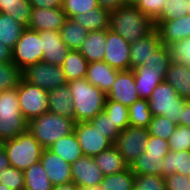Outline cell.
I'll list each match as a JSON object with an SVG mask.
<instances>
[{
    "label": "cell",
    "mask_w": 190,
    "mask_h": 190,
    "mask_svg": "<svg viewBox=\"0 0 190 190\" xmlns=\"http://www.w3.org/2000/svg\"><path fill=\"white\" fill-rule=\"evenodd\" d=\"M109 29L132 44L152 32L155 26L154 21L135 5H124L109 13Z\"/></svg>",
    "instance_id": "6da1fadb"
},
{
    "label": "cell",
    "mask_w": 190,
    "mask_h": 190,
    "mask_svg": "<svg viewBox=\"0 0 190 190\" xmlns=\"http://www.w3.org/2000/svg\"><path fill=\"white\" fill-rule=\"evenodd\" d=\"M72 97L75 121L85 122L103 112L107 94L93 86L86 78L67 83Z\"/></svg>",
    "instance_id": "7a4b0ae2"
},
{
    "label": "cell",
    "mask_w": 190,
    "mask_h": 190,
    "mask_svg": "<svg viewBox=\"0 0 190 190\" xmlns=\"http://www.w3.org/2000/svg\"><path fill=\"white\" fill-rule=\"evenodd\" d=\"M76 121L58 114L46 112L28 122V131L48 149L54 142L74 132Z\"/></svg>",
    "instance_id": "3957f363"
},
{
    "label": "cell",
    "mask_w": 190,
    "mask_h": 190,
    "mask_svg": "<svg viewBox=\"0 0 190 190\" xmlns=\"http://www.w3.org/2000/svg\"><path fill=\"white\" fill-rule=\"evenodd\" d=\"M28 130V121L19 109L17 88L0 91V143Z\"/></svg>",
    "instance_id": "277c9868"
},
{
    "label": "cell",
    "mask_w": 190,
    "mask_h": 190,
    "mask_svg": "<svg viewBox=\"0 0 190 190\" xmlns=\"http://www.w3.org/2000/svg\"><path fill=\"white\" fill-rule=\"evenodd\" d=\"M2 144L7 152L10 166L22 171L40 161L44 150V147L28 130Z\"/></svg>",
    "instance_id": "5b68a950"
},
{
    "label": "cell",
    "mask_w": 190,
    "mask_h": 190,
    "mask_svg": "<svg viewBox=\"0 0 190 190\" xmlns=\"http://www.w3.org/2000/svg\"><path fill=\"white\" fill-rule=\"evenodd\" d=\"M187 100L181 98L170 84L163 81L152 92L148 99L149 109L153 117L163 116L179 125L182 107Z\"/></svg>",
    "instance_id": "8992f818"
},
{
    "label": "cell",
    "mask_w": 190,
    "mask_h": 190,
    "mask_svg": "<svg viewBox=\"0 0 190 190\" xmlns=\"http://www.w3.org/2000/svg\"><path fill=\"white\" fill-rule=\"evenodd\" d=\"M17 91L20 112L28 122L48 112V91L23 79L20 80Z\"/></svg>",
    "instance_id": "52a82bcc"
},
{
    "label": "cell",
    "mask_w": 190,
    "mask_h": 190,
    "mask_svg": "<svg viewBox=\"0 0 190 190\" xmlns=\"http://www.w3.org/2000/svg\"><path fill=\"white\" fill-rule=\"evenodd\" d=\"M22 79L48 92L67 84L61 66L51 65L43 61L23 69Z\"/></svg>",
    "instance_id": "ba28073f"
},
{
    "label": "cell",
    "mask_w": 190,
    "mask_h": 190,
    "mask_svg": "<svg viewBox=\"0 0 190 190\" xmlns=\"http://www.w3.org/2000/svg\"><path fill=\"white\" fill-rule=\"evenodd\" d=\"M13 63L22 71L43 61L42 40L38 31L26 28L13 48Z\"/></svg>",
    "instance_id": "9c48e42d"
},
{
    "label": "cell",
    "mask_w": 190,
    "mask_h": 190,
    "mask_svg": "<svg viewBox=\"0 0 190 190\" xmlns=\"http://www.w3.org/2000/svg\"><path fill=\"white\" fill-rule=\"evenodd\" d=\"M148 136V129L129 126L116 137L113 146L130 166L145 151Z\"/></svg>",
    "instance_id": "30bf717a"
},
{
    "label": "cell",
    "mask_w": 190,
    "mask_h": 190,
    "mask_svg": "<svg viewBox=\"0 0 190 190\" xmlns=\"http://www.w3.org/2000/svg\"><path fill=\"white\" fill-rule=\"evenodd\" d=\"M74 133L84 156L95 157L113 145V143L105 137L98 128H94L89 121L76 123Z\"/></svg>",
    "instance_id": "8fae6325"
},
{
    "label": "cell",
    "mask_w": 190,
    "mask_h": 190,
    "mask_svg": "<svg viewBox=\"0 0 190 190\" xmlns=\"http://www.w3.org/2000/svg\"><path fill=\"white\" fill-rule=\"evenodd\" d=\"M106 46L103 61L118 71L130 70V44L116 32L107 29Z\"/></svg>",
    "instance_id": "7c38bea8"
},
{
    "label": "cell",
    "mask_w": 190,
    "mask_h": 190,
    "mask_svg": "<svg viewBox=\"0 0 190 190\" xmlns=\"http://www.w3.org/2000/svg\"><path fill=\"white\" fill-rule=\"evenodd\" d=\"M138 99L133 70L119 71L111 90L107 93V100L129 107Z\"/></svg>",
    "instance_id": "4fadbf2b"
},
{
    "label": "cell",
    "mask_w": 190,
    "mask_h": 190,
    "mask_svg": "<svg viewBox=\"0 0 190 190\" xmlns=\"http://www.w3.org/2000/svg\"><path fill=\"white\" fill-rule=\"evenodd\" d=\"M162 45L156 28L145 37L130 44V70L147 63Z\"/></svg>",
    "instance_id": "5bb4252c"
},
{
    "label": "cell",
    "mask_w": 190,
    "mask_h": 190,
    "mask_svg": "<svg viewBox=\"0 0 190 190\" xmlns=\"http://www.w3.org/2000/svg\"><path fill=\"white\" fill-rule=\"evenodd\" d=\"M66 19L62 8H32L27 28L35 31H60Z\"/></svg>",
    "instance_id": "9a60e30c"
},
{
    "label": "cell",
    "mask_w": 190,
    "mask_h": 190,
    "mask_svg": "<svg viewBox=\"0 0 190 190\" xmlns=\"http://www.w3.org/2000/svg\"><path fill=\"white\" fill-rule=\"evenodd\" d=\"M42 40L43 62L61 66L71 51L61 38L60 31H38Z\"/></svg>",
    "instance_id": "2e32d148"
},
{
    "label": "cell",
    "mask_w": 190,
    "mask_h": 190,
    "mask_svg": "<svg viewBox=\"0 0 190 190\" xmlns=\"http://www.w3.org/2000/svg\"><path fill=\"white\" fill-rule=\"evenodd\" d=\"M72 182L78 187L100 185L104 179L93 157L83 156L71 164Z\"/></svg>",
    "instance_id": "e0dca14e"
},
{
    "label": "cell",
    "mask_w": 190,
    "mask_h": 190,
    "mask_svg": "<svg viewBox=\"0 0 190 190\" xmlns=\"http://www.w3.org/2000/svg\"><path fill=\"white\" fill-rule=\"evenodd\" d=\"M40 162L53 186L72 182L71 164L57 154L44 149Z\"/></svg>",
    "instance_id": "ac0fdd59"
},
{
    "label": "cell",
    "mask_w": 190,
    "mask_h": 190,
    "mask_svg": "<svg viewBox=\"0 0 190 190\" xmlns=\"http://www.w3.org/2000/svg\"><path fill=\"white\" fill-rule=\"evenodd\" d=\"M155 28L160 34L161 42L168 47L173 42L190 37V15L186 14L175 20L159 22Z\"/></svg>",
    "instance_id": "d6986e66"
},
{
    "label": "cell",
    "mask_w": 190,
    "mask_h": 190,
    "mask_svg": "<svg viewBox=\"0 0 190 190\" xmlns=\"http://www.w3.org/2000/svg\"><path fill=\"white\" fill-rule=\"evenodd\" d=\"M167 71H153L146 66L133 69L136 92L140 99H149L153 90L164 81Z\"/></svg>",
    "instance_id": "ffe728a7"
},
{
    "label": "cell",
    "mask_w": 190,
    "mask_h": 190,
    "mask_svg": "<svg viewBox=\"0 0 190 190\" xmlns=\"http://www.w3.org/2000/svg\"><path fill=\"white\" fill-rule=\"evenodd\" d=\"M118 72L104 61L91 62L88 65L86 79L107 94L111 90Z\"/></svg>",
    "instance_id": "44dd1931"
},
{
    "label": "cell",
    "mask_w": 190,
    "mask_h": 190,
    "mask_svg": "<svg viewBox=\"0 0 190 190\" xmlns=\"http://www.w3.org/2000/svg\"><path fill=\"white\" fill-rule=\"evenodd\" d=\"M164 81L170 84L181 98L190 101V67L171 61Z\"/></svg>",
    "instance_id": "7402d4cb"
},
{
    "label": "cell",
    "mask_w": 190,
    "mask_h": 190,
    "mask_svg": "<svg viewBox=\"0 0 190 190\" xmlns=\"http://www.w3.org/2000/svg\"><path fill=\"white\" fill-rule=\"evenodd\" d=\"M106 47V30H95L88 32L79 51L89 63L98 62L103 61Z\"/></svg>",
    "instance_id": "603a6c76"
},
{
    "label": "cell",
    "mask_w": 190,
    "mask_h": 190,
    "mask_svg": "<svg viewBox=\"0 0 190 190\" xmlns=\"http://www.w3.org/2000/svg\"><path fill=\"white\" fill-rule=\"evenodd\" d=\"M48 111L75 120L71 93L68 84L48 92Z\"/></svg>",
    "instance_id": "cb8c5ba5"
},
{
    "label": "cell",
    "mask_w": 190,
    "mask_h": 190,
    "mask_svg": "<svg viewBox=\"0 0 190 190\" xmlns=\"http://www.w3.org/2000/svg\"><path fill=\"white\" fill-rule=\"evenodd\" d=\"M93 158L104 176L123 172L130 167L113 145Z\"/></svg>",
    "instance_id": "d4e9b609"
},
{
    "label": "cell",
    "mask_w": 190,
    "mask_h": 190,
    "mask_svg": "<svg viewBox=\"0 0 190 190\" xmlns=\"http://www.w3.org/2000/svg\"><path fill=\"white\" fill-rule=\"evenodd\" d=\"M162 161L164 162V165L162 166L163 178L174 173L190 177V150L179 152L170 150Z\"/></svg>",
    "instance_id": "484cf974"
},
{
    "label": "cell",
    "mask_w": 190,
    "mask_h": 190,
    "mask_svg": "<svg viewBox=\"0 0 190 190\" xmlns=\"http://www.w3.org/2000/svg\"><path fill=\"white\" fill-rule=\"evenodd\" d=\"M48 149L70 164L84 156L74 132L54 142Z\"/></svg>",
    "instance_id": "4316f807"
},
{
    "label": "cell",
    "mask_w": 190,
    "mask_h": 190,
    "mask_svg": "<svg viewBox=\"0 0 190 190\" xmlns=\"http://www.w3.org/2000/svg\"><path fill=\"white\" fill-rule=\"evenodd\" d=\"M88 65L80 51L71 50L61 65L67 83L86 78Z\"/></svg>",
    "instance_id": "83f0119b"
},
{
    "label": "cell",
    "mask_w": 190,
    "mask_h": 190,
    "mask_svg": "<svg viewBox=\"0 0 190 190\" xmlns=\"http://www.w3.org/2000/svg\"><path fill=\"white\" fill-rule=\"evenodd\" d=\"M72 19L81 24L87 32L109 29V12L101 7L77 14Z\"/></svg>",
    "instance_id": "f1b7e54d"
},
{
    "label": "cell",
    "mask_w": 190,
    "mask_h": 190,
    "mask_svg": "<svg viewBox=\"0 0 190 190\" xmlns=\"http://www.w3.org/2000/svg\"><path fill=\"white\" fill-rule=\"evenodd\" d=\"M60 34L63 42L70 50L79 51L88 32L81 24L75 22L74 19L67 17L66 22L60 29Z\"/></svg>",
    "instance_id": "f546056e"
},
{
    "label": "cell",
    "mask_w": 190,
    "mask_h": 190,
    "mask_svg": "<svg viewBox=\"0 0 190 190\" xmlns=\"http://www.w3.org/2000/svg\"><path fill=\"white\" fill-rule=\"evenodd\" d=\"M25 190H52L53 185L49 180L40 161L23 171Z\"/></svg>",
    "instance_id": "4dcf8cb0"
},
{
    "label": "cell",
    "mask_w": 190,
    "mask_h": 190,
    "mask_svg": "<svg viewBox=\"0 0 190 190\" xmlns=\"http://www.w3.org/2000/svg\"><path fill=\"white\" fill-rule=\"evenodd\" d=\"M31 12L32 6L28 0H0V13L10 15L26 28L29 25Z\"/></svg>",
    "instance_id": "1f68e13d"
},
{
    "label": "cell",
    "mask_w": 190,
    "mask_h": 190,
    "mask_svg": "<svg viewBox=\"0 0 190 190\" xmlns=\"http://www.w3.org/2000/svg\"><path fill=\"white\" fill-rule=\"evenodd\" d=\"M25 29L24 25L19 24L10 15L0 13V41L3 45L13 49Z\"/></svg>",
    "instance_id": "d6a6232c"
},
{
    "label": "cell",
    "mask_w": 190,
    "mask_h": 190,
    "mask_svg": "<svg viewBox=\"0 0 190 190\" xmlns=\"http://www.w3.org/2000/svg\"><path fill=\"white\" fill-rule=\"evenodd\" d=\"M165 156L148 155L144 151L130 168L135 175H160L162 176V161Z\"/></svg>",
    "instance_id": "836d02e7"
},
{
    "label": "cell",
    "mask_w": 190,
    "mask_h": 190,
    "mask_svg": "<svg viewBox=\"0 0 190 190\" xmlns=\"http://www.w3.org/2000/svg\"><path fill=\"white\" fill-rule=\"evenodd\" d=\"M128 109L130 126L148 129L153 117L149 109L148 100L139 98Z\"/></svg>",
    "instance_id": "e575fe53"
},
{
    "label": "cell",
    "mask_w": 190,
    "mask_h": 190,
    "mask_svg": "<svg viewBox=\"0 0 190 190\" xmlns=\"http://www.w3.org/2000/svg\"><path fill=\"white\" fill-rule=\"evenodd\" d=\"M135 174L129 167L123 172L104 176L100 186L103 190H133Z\"/></svg>",
    "instance_id": "d590c367"
},
{
    "label": "cell",
    "mask_w": 190,
    "mask_h": 190,
    "mask_svg": "<svg viewBox=\"0 0 190 190\" xmlns=\"http://www.w3.org/2000/svg\"><path fill=\"white\" fill-rule=\"evenodd\" d=\"M103 112L113 121L114 125L122 132L129 124V109L121 103L106 100Z\"/></svg>",
    "instance_id": "8d00e7d4"
},
{
    "label": "cell",
    "mask_w": 190,
    "mask_h": 190,
    "mask_svg": "<svg viewBox=\"0 0 190 190\" xmlns=\"http://www.w3.org/2000/svg\"><path fill=\"white\" fill-rule=\"evenodd\" d=\"M188 0H167L160 15L154 20V26L159 22L171 21L187 14Z\"/></svg>",
    "instance_id": "74e56055"
},
{
    "label": "cell",
    "mask_w": 190,
    "mask_h": 190,
    "mask_svg": "<svg viewBox=\"0 0 190 190\" xmlns=\"http://www.w3.org/2000/svg\"><path fill=\"white\" fill-rule=\"evenodd\" d=\"M22 71L13 63H0V91L17 88Z\"/></svg>",
    "instance_id": "f35d334b"
},
{
    "label": "cell",
    "mask_w": 190,
    "mask_h": 190,
    "mask_svg": "<svg viewBox=\"0 0 190 190\" xmlns=\"http://www.w3.org/2000/svg\"><path fill=\"white\" fill-rule=\"evenodd\" d=\"M176 126V124L166 117L155 116L152 117L148 127L149 135L168 141L169 137L175 131Z\"/></svg>",
    "instance_id": "ab89813d"
},
{
    "label": "cell",
    "mask_w": 190,
    "mask_h": 190,
    "mask_svg": "<svg viewBox=\"0 0 190 190\" xmlns=\"http://www.w3.org/2000/svg\"><path fill=\"white\" fill-rule=\"evenodd\" d=\"M168 47L172 61L190 67V37L173 42Z\"/></svg>",
    "instance_id": "60d3db41"
},
{
    "label": "cell",
    "mask_w": 190,
    "mask_h": 190,
    "mask_svg": "<svg viewBox=\"0 0 190 190\" xmlns=\"http://www.w3.org/2000/svg\"><path fill=\"white\" fill-rule=\"evenodd\" d=\"M89 122L94 128H98L112 143H114L116 137L121 133L118 127L114 125L113 121L104 112L97 114Z\"/></svg>",
    "instance_id": "b9f144b4"
},
{
    "label": "cell",
    "mask_w": 190,
    "mask_h": 190,
    "mask_svg": "<svg viewBox=\"0 0 190 190\" xmlns=\"http://www.w3.org/2000/svg\"><path fill=\"white\" fill-rule=\"evenodd\" d=\"M168 143L171 151L190 150V128L177 125L175 131L169 137Z\"/></svg>",
    "instance_id": "7bdbcfd3"
},
{
    "label": "cell",
    "mask_w": 190,
    "mask_h": 190,
    "mask_svg": "<svg viewBox=\"0 0 190 190\" xmlns=\"http://www.w3.org/2000/svg\"><path fill=\"white\" fill-rule=\"evenodd\" d=\"M0 183L12 190H24V173L13 166L0 171Z\"/></svg>",
    "instance_id": "ee69618b"
},
{
    "label": "cell",
    "mask_w": 190,
    "mask_h": 190,
    "mask_svg": "<svg viewBox=\"0 0 190 190\" xmlns=\"http://www.w3.org/2000/svg\"><path fill=\"white\" fill-rule=\"evenodd\" d=\"M96 7H99L97 0H62V10L69 18Z\"/></svg>",
    "instance_id": "f6af8a7d"
},
{
    "label": "cell",
    "mask_w": 190,
    "mask_h": 190,
    "mask_svg": "<svg viewBox=\"0 0 190 190\" xmlns=\"http://www.w3.org/2000/svg\"><path fill=\"white\" fill-rule=\"evenodd\" d=\"M171 61L169 47L163 44L148 62L141 66H146L153 71H167Z\"/></svg>",
    "instance_id": "bcb514c9"
},
{
    "label": "cell",
    "mask_w": 190,
    "mask_h": 190,
    "mask_svg": "<svg viewBox=\"0 0 190 190\" xmlns=\"http://www.w3.org/2000/svg\"><path fill=\"white\" fill-rule=\"evenodd\" d=\"M135 185L141 190H166L165 179L160 175H135Z\"/></svg>",
    "instance_id": "7dc6e473"
},
{
    "label": "cell",
    "mask_w": 190,
    "mask_h": 190,
    "mask_svg": "<svg viewBox=\"0 0 190 190\" xmlns=\"http://www.w3.org/2000/svg\"><path fill=\"white\" fill-rule=\"evenodd\" d=\"M167 0H138L135 6L153 21L160 15Z\"/></svg>",
    "instance_id": "c3c4849f"
},
{
    "label": "cell",
    "mask_w": 190,
    "mask_h": 190,
    "mask_svg": "<svg viewBox=\"0 0 190 190\" xmlns=\"http://www.w3.org/2000/svg\"><path fill=\"white\" fill-rule=\"evenodd\" d=\"M145 151L148 155L166 156L170 152L169 143L159 137L149 135Z\"/></svg>",
    "instance_id": "681fc988"
},
{
    "label": "cell",
    "mask_w": 190,
    "mask_h": 190,
    "mask_svg": "<svg viewBox=\"0 0 190 190\" xmlns=\"http://www.w3.org/2000/svg\"><path fill=\"white\" fill-rule=\"evenodd\" d=\"M164 179L166 190H190V177L174 173Z\"/></svg>",
    "instance_id": "f907efd6"
},
{
    "label": "cell",
    "mask_w": 190,
    "mask_h": 190,
    "mask_svg": "<svg viewBox=\"0 0 190 190\" xmlns=\"http://www.w3.org/2000/svg\"><path fill=\"white\" fill-rule=\"evenodd\" d=\"M32 8H62V0H28Z\"/></svg>",
    "instance_id": "816d5d0a"
},
{
    "label": "cell",
    "mask_w": 190,
    "mask_h": 190,
    "mask_svg": "<svg viewBox=\"0 0 190 190\" xmlns=\"http://www.w3.org/2000/svg\"><path fill=\"white\" fill-rule=\"evenodd\" d=\"M99 7L107 10L109 13L123 7L125 0H97Z\"/></svg>",
    "instance_id": "f5cc1de1"
},
{
    "label": "cell",
    "mask_w": 190,
    "mask_h": 190,
    "mask_svg": "<svg viewBox=\"0 0 190 190\" xmlns=\"http://www.w3.org/2000/svg\"><path fill=\"white\" fill-rule=\"evenodd\" d=\"M13 49L0 41V63L13 62Z\"/></svg>",
    "instance_id": "db71d44e"
},
{
    "label": "cell",
    "mask_w": 190,
    "mask_h": 190,
    "mask_svg": "<svg viewBox=\"0 0 190 190\" xmlns=\"http://www.w3.org/2000/svg\"><path fill=\"white\" fill-rule=\"evenodd\" d=\"M179 125L190 128V101H187L182 107V114Z\"/></svg>",
    "instance_id": "11a10c76"
},
{
    "label": "cell",
    "mask_w": 190,
    "mask_h": 190,
    "mask_svg": "<svg viewBox=\"0 0 190 190\" xmlns=\"http://www.w3.org/2000/svg\"><path fill=\"white\" fill-rule=\"evenodd\" d=\"M10 166L7 152L2 143H0V171Z\"/></svg>",
    "instance_id": "9f6ffc18"
},
{
    "label": "cell",
    "mask_w": 190,
    "mask_h": 190,
    "mask_svg": "<svg viewBox=\"0 0 190 190\" xmlns=\"http://www.w3.org/2000/svg\"><path fill=\"white\" fill-rule=\"evenodd\" d=\"M52 190H78V186L75 183L70 182L67 184L53 186Z\"/></svg>",
    "instance_id": "6f0895ef"
},
{
    "label": "cell",
    "mask_w": 190,
    "mask_h": 190,
    "mask_svg": "<svg viewBox=\"0 0 190 190\" xmlns=\"http://www.w3.org/2000/svg\"><path fill=\"white\" fill-rule=\"evenodd\" d=\"M78 190H103L100 185H92L89 187H78Z\"/></svg>",
    "instance_id": "680465c9"
},
{
    "label": "cell",
    "mask_w": 190,
    "mask_h": 190,
    "mask_svg": "<svg viewBox=\"0 0 190 190\" xmlns=\"http://www.w3.org/2000/svg\"><path fill=\"white\" fill-rule=\"evenodd\" d=\"M138 0H125L126 5H135Z\"/></svg>",
    "instance_id": "91938a15"
},
{
    "label": "cell",
    "mask_w": 190,
    "mask_h": 190,
    "mask_svg": "<svg viewBox=\"0 0 190 190\" xmlns=\"http://www.w3.org/2000/svg\"><path fill=\"white\" fill-rule=\"evenodd\" d=\"M0 190H12V189H10L8 186L0 183Z\"/></svg>",
    "instance_id": "94428289"
},
{
    "label": "cell",
    "mask_w": 190,
    "mask_h": 190,
    "mask_svg": "<svg viewBox=\"0 0 190 190\" xmlns=\"http://www.w3.org/2000/svg\"><path fill=\"white\" fill-rule=\"evenodd\" d=\"M187 14L190 15V0H188V4H187Z\"/></svg>",
    "instance_id": "6125c7cd"
},
{
    "label": "cell",
    "mask_w": 190,
    "mask_h": 190,
    "mask_svg": "<svg viewBox=\"0 0 190 190\" xmlns=\"http://www.w3.org/2000/svg\"><path fill=\"white\" fill-rule=\"evenodd\" d=\"M133 190H141V189L134 184Z\"/></svg>",
    "instance_id": "be15d7a7"
}]
</instances>
